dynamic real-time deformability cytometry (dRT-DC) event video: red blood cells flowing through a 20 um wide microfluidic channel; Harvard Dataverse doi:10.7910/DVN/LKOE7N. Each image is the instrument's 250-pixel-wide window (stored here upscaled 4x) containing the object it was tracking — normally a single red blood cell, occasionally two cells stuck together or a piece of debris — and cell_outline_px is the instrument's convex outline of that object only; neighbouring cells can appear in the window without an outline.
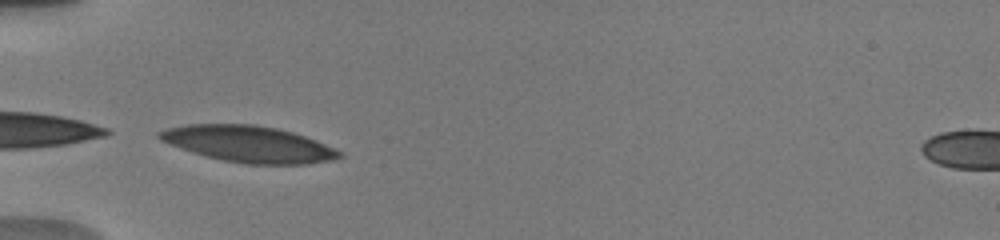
{"species": "human", "species_latin": "Homo sapiens", "temperature_condition": "warm", "stored_images_in_passage": 36, "camera_frame_rate_fps": 3000, "um_per_image_px": 0.085, "donor": {"sex": "male"}, "frame": {"image": 1, "passage_image": 1, "time_ms": 0.0, "image_size_px": [1000, 240], "cell_outline_px": [[344, 156], [332, 160], [308, 164], [244, 164], [224, 160], [192, 152], [180, 148], [160, 140], [156, 136], [156, 132], [168, 128], [188, 124], [256, 124], [276, 128], [292, 132], [316, 140], [344, 152]], "centroid_in_image_um": [21.16, 12.24], "position_along_channel_um": 63.8, "area_um2": 38.15}}
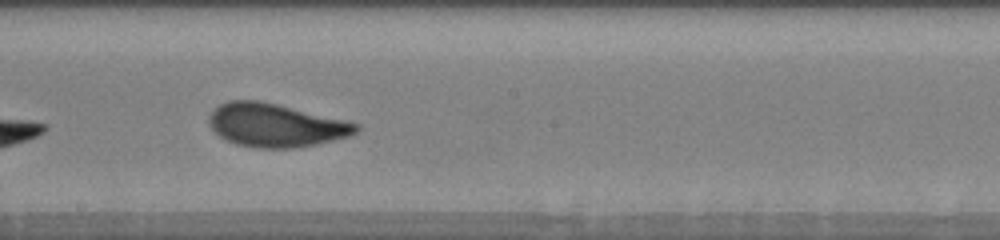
{"frame": {"image": 2, "passage_image": 16, "time_ms": 4.333, "image_size_px": [1000, 240], "cell_outline_px": [[360, 128], [352, 136], [316, 144], [292, 148], [256, 148], [236, 144], [220, 136], [208, 124], [208, 120], [212, 112], [220, 104], [228, 100], [260, 100], [344, 120], [360, 124]], "centroid_in_image_um": [23.44, 10.65], "position_along_channel_um": 224.8, "area_um2": 36.93}}
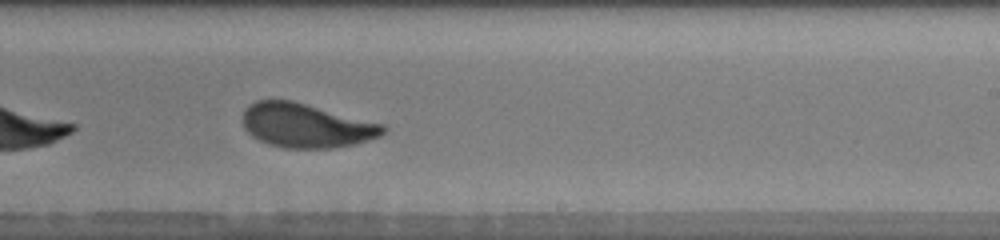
{"frame": {"image": 3, "passage_image": 21, "time_ms": 5.333, "image_size_px": [1000, 240], "cell_outline_px": [[388, 128], [380, 136], [356, 144], [332, 148], [284, 148], [268, 144], [252, 136], [244, 128], [244, 108], [248, 104], [256, 100], [292, 100], [384, 124]], "centroid_in_image_um": [26.03, 10.67], "position_along_channel_um": 263.0, "area_um2": 36.18}, "authors_computed_cell_mechanics": {"area_um2": 36.8764, "velocity_mm_per_s": 3.8377, "shape_relaxation_time_tau1_ms": 4.2901, "shape_relaxation_time_tau2_ms": 0.8173, "deformation_change_tau1": 0.1746, "deformation_change_tau2": 0.0762}}